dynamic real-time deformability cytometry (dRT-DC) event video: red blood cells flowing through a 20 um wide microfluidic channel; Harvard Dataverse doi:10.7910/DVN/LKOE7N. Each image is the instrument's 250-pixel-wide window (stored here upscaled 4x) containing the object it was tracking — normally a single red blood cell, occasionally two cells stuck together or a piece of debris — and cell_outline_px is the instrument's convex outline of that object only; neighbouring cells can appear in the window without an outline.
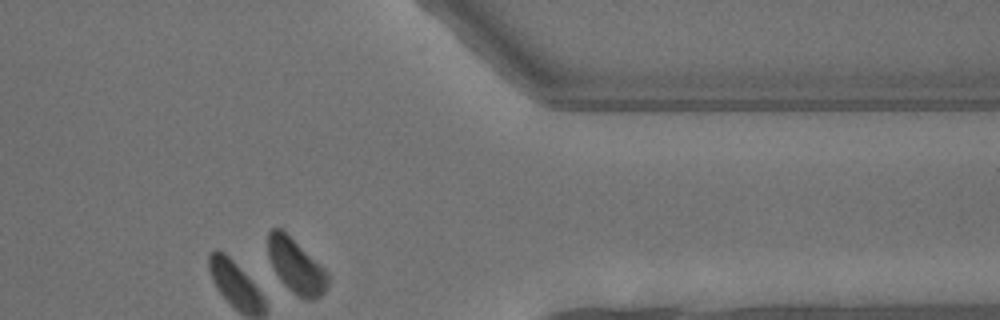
{"species": "common noctule bat (a hibernating species)", "species_latin": "Nyctalus noctula", "temperature_condition": "warm", "stored_images_in_passage": 14, "camera_frame_rate_fps": 3000, "um_per_image_px": 0.085, "animal": {"sex": "male", "body_mass_g": 13.3}, "frame": {"image": 1, "passage_image": 14, "time_ms": 4.333, "image_size_px": [1000, 320], "cell_outline_px": [[328, 288], [316, 300], [308, 300], [296, 296], [280, 280], [268, 256], [268, 232], [272, 228], [280, 228], [320, 264], [328, 272]], "centroid_in_image_um": [25.18, 22.65], "position_along_channel_um": 386.2, "area_um2": 18.79}}